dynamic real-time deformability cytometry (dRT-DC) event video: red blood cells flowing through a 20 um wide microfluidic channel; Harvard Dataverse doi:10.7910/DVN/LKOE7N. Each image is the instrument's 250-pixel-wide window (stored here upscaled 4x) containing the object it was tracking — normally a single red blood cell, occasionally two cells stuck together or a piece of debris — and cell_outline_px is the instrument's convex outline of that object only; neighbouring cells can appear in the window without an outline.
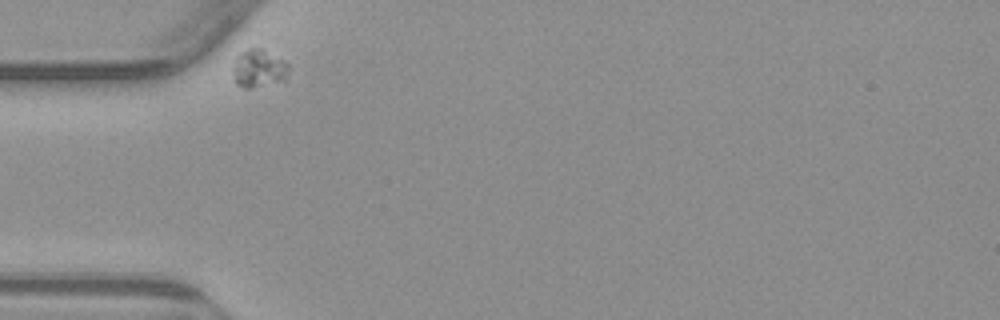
{"species": "common noctule bat (a hibernating species)", "species_latin": "Nyctalus noctula", "temperature_condition": "warm", "stored_images_in_passage": 2, "camera_frame_rate_fps": 3000, "um_per_image_px": 0.085, "animal": {"sex": "male", "body_mass_g": 23.1, "forearm_length_mm": 52.7}, "frame": {"image": 1, "passage_image": 1, "time_ms": 0.0, "image_size_px": [1000, 320], "cell_outline_px": [[288, 68], [284, 80], [252, 88], [244, 88], [236, 84], [236, 56], [240, 52], [248, 48], [260, 48], [284, 60], [288, 64]], "centroid_in_image_um": [22.02, 5.81], "position_along_channel_um": 63.0, "area_um2": 11.85}}
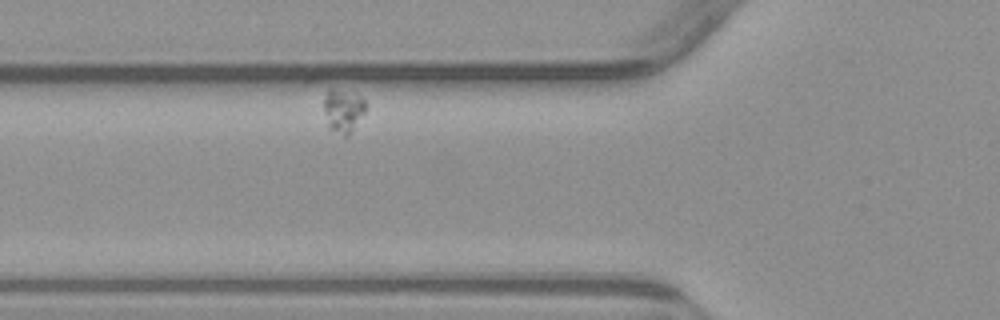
{"frame": {"image": 2, "passage_image": 2, "time_ms": 1.333, "image_size_px": [1000, 320], "cell_outline_px": [[364, 112], [348, 136], [344, 136], [328, 128], [324, 112], [324, 100], [328, 88], [360, 96], [364, 100]], "centroid_in_image_um": [29.12, 9.43], "position_along_channel_um": 96.7, "area_um2": 10.17}}